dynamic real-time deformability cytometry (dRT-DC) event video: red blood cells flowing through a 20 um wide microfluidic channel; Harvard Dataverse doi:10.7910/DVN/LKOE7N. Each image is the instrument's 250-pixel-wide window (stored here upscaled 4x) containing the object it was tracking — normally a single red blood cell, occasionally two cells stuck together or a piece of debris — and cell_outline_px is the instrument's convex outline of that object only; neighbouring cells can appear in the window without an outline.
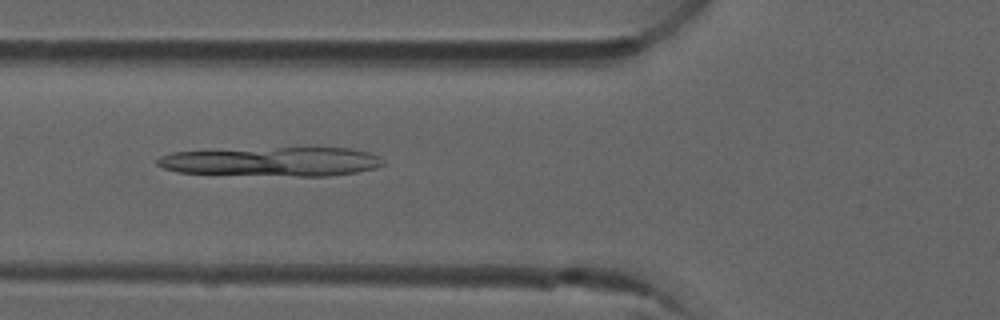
{"species": "common noctule bat (a hibernating species)", "species_latin": "Nyctalus noctula", "temperature_condition": "room temperature", "stored_images_in_passage": 5, "camera_frame_rate_fps": 3000, "um_per_image_px": 0.085, "animal": {"sex": "male", "forearm_length_mm": 52.5}, "frame": {"image": 1, "passage_image": 3, "time_ms": 0.667, "image_size_px": [1000, 320], "cell_outline_px": [[384, 164], [376, 168], [356, 172], [328, 176], [300, 176], [176, 172], [164, 168], [156, 164], [156, 160], [160, 156], [172, 152], [280, 148], [352, 148], [368, 152], [380, 156], [384, 160]], "centroid_in_image_um": [23.19, 13.74], "position_along_channel_um": 102.6, "area_um2": 37.97}}
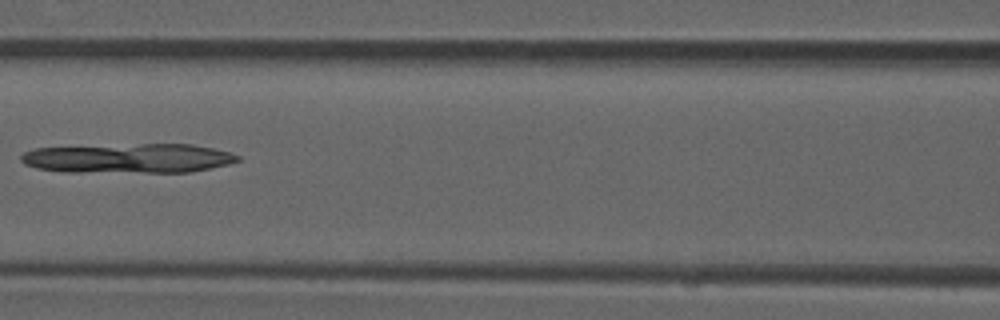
{"frame": {"image": 2, "passage_image": 4, "time_ms": 1.0, "image_size_px": [1000, 320], "cell_outline_px": [[240, 160], [228, 164], [188, 172], [64, 172], [36, 168], [24, 164], [20, 160], [20, 156], [24, 152], [36, 148], [140, 144], [192, 144], [232, 152], [240, 156]], "centroid_in_image_um": [10.91, 13.46], "position_along_channel_um": 155.7, "area_um2": 37.22}}
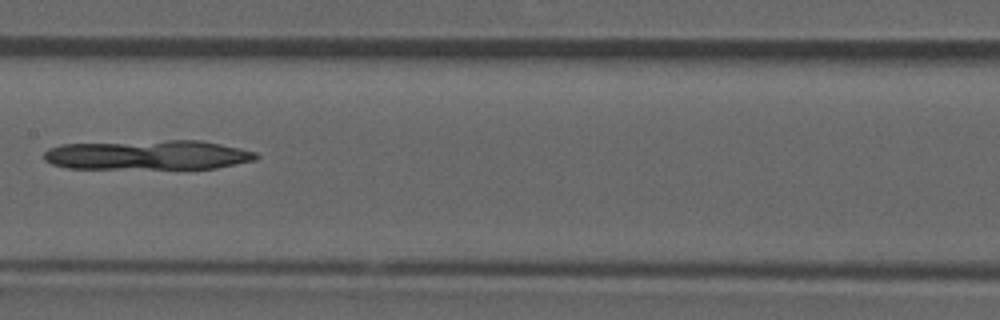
{"frame": {"image": 3, "passage_image": 5, "time_ms": 1.333, "image_size_px": [1000, 320], "cell_outline_px": [[260, 156], [256, 160], [216, 168], [68, 168], [52, 164], [44, 160], [44, 152], [48, 148], [60, 144], [168, 140], [200, 140], [220, 144], [256, 152]], "centroid_in_image_um": [12.56, 13.16], "position_along_channel_um": 194.8, "area_um2": 36.53}}